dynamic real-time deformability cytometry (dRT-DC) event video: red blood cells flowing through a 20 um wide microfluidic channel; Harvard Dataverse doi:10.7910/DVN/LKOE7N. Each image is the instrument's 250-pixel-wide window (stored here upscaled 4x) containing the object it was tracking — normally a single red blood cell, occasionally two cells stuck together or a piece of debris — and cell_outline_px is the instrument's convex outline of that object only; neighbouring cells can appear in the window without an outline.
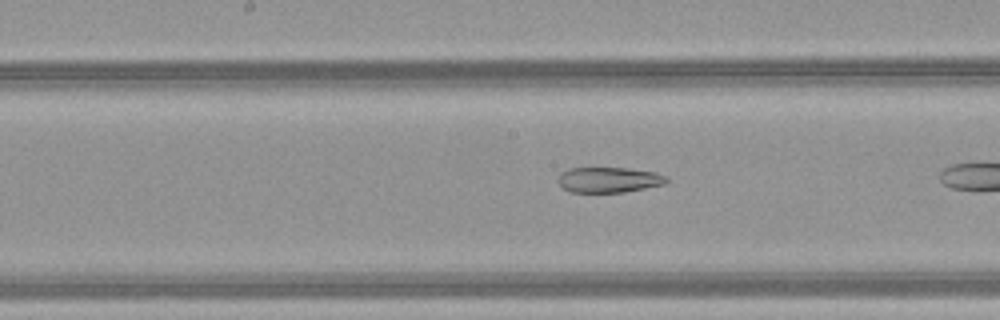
{"species": "common noctule bat (a hibernating species)", "species_latin": "Nyctalus noctula", "temperature_condition": "warm", "stored_images_in_passage": 32, "camera_frame_rate_fps": 3000, "um_per_image_px": 0.085, "animal": {"sex": "female", "body_mass_g": 21.9}, "frame": {"image": 1, "passage_image": 19, "time_ms": 6.0, "image_size_px": [1000, 320], "cell_outline_px": [[668, 180], [664, 184], [624, 192], [568, 192], [556, 180], [560, 172], [568, 168], [628, 168], [656, 172], [668, 176]], "centroid_in_image_um": [51.73, 15.27], "position_along_channel_um": 196.5, "area_um2": 16.18}}